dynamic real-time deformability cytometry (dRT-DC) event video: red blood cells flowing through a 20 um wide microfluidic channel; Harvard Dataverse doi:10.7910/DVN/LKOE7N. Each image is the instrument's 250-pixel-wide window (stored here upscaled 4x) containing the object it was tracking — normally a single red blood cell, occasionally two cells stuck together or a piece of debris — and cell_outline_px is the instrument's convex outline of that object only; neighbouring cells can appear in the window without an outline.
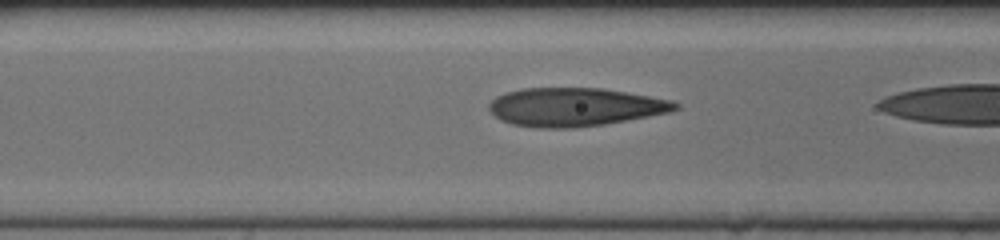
{"species": "human", "species_latin": "Homo sapiens", "temperature_condition": "cold", "stored_images_in_passage": 7, "camera_frame_rate_fps": 3000, "um_per_image_px": 0.085, "donor": {"sex": "female"}, "frame": {"image": 1, "passage_image": 3, "time_ms": 0.667, "image_size_px": [1000, 240], "cell_outline_px": [[680, 108], [668, 112], [648, 116], [604, 124], [572, 128], [536, 128], [512, 124], [500, 120], [488, 108], [488, 104], [496, 96], [504, 92], [520, 88], [604, 88], [672, 100], [680, 104]], "centroid_in_image_um": [48.84, 9.09], "position_along_channel_um": 117.8, "area_um2": 41.79}}
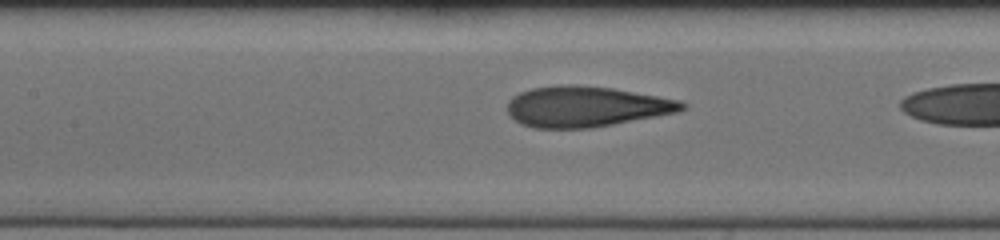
{"frame": {"image": 2, "passage_image": 6, "time_ms": 1.667, "image_size_px": [1000, 240], "cell_outline_px": [[688, 104], [684, 108], [676, 112], [656, 116], [592, 128], [536, 128], [520, 124], [508, 112], [508, 100], [512, 96], [520, 92], [532, 88], [560, 84], [576, 84], [612, 88], [680, 100]], "centroid_in_image_um": [49.79, 9.05], "position_along_channel_um": 157.6, "area_um2": 41.27}}